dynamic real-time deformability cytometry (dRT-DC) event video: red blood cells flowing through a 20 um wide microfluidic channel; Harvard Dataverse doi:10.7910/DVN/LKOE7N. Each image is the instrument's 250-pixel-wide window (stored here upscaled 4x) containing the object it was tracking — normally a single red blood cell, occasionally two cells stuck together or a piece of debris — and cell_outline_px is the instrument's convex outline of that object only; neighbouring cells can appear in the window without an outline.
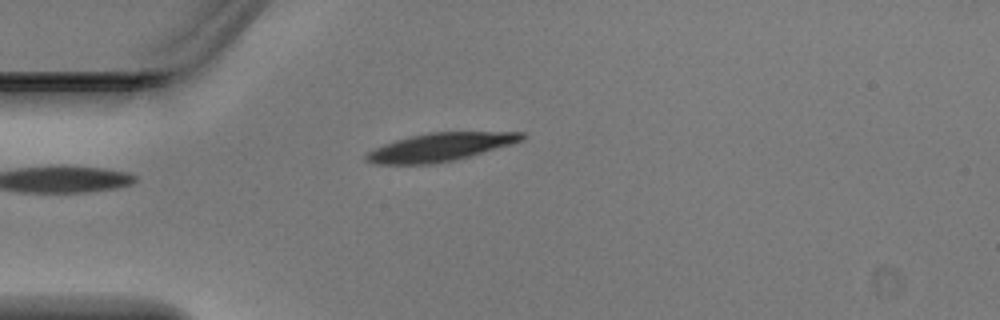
{"species": "Egyptian fruit bat (a non-hibernating species)", "species_latin": "Rousettus aegyptiacus", "temperature_condition": "warm", "stored_images_in_passage": 5, "camera_frame_rate_fps": 3000, "um_per_image_px": 0.085, "animal": {"sex": "male"}, "frame": {"image": 1, "passage_image": 4, "time_ms": 1.0, "image_size_px": [1000, 320], "cell_outline_px": [[524, 140], [512, 144], [468, 156], [452, 160], [432, 164], [376, 164], [364, 160], [364, 156], [368, 152], [384, 144], [396, 140], [412, 136], [432, 132], [524, 132]], "centroid_in_image_um": [37.4, 12.5], "position_along_channel_um": 47.6, "area_um2": 25.14}}